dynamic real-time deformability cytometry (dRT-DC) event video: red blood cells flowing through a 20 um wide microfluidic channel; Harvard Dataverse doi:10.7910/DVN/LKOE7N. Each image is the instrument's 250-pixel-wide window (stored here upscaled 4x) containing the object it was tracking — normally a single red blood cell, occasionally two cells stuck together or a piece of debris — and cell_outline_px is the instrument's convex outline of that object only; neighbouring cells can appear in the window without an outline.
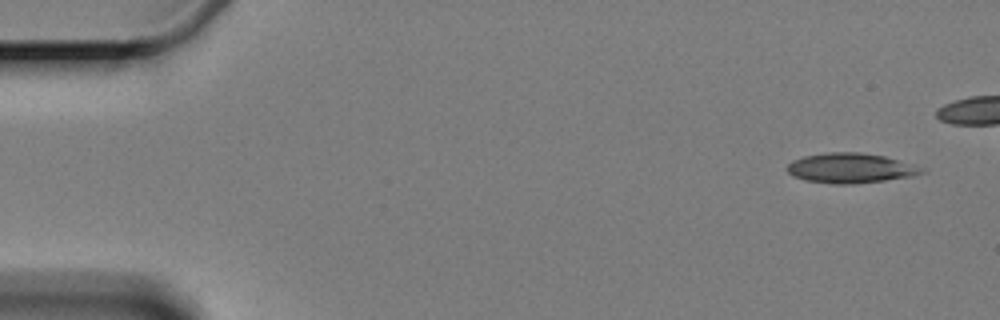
{"species": "Egyptian fruit bat (a non-hibernating species)", "species_latin": "Rousettus aegyptiacus", "temperature_condition": "cold", "stored_images_in_passage": 5, "camera_frame_rate_fps": 3000, "um_per_image_px": 0.085, "animal": {"sex": "female"}, "frame": {"image": 1, "passage_image": 1, "time_ms": 0.0, "image_size_px": [1000, 320], "cell_outline_px": [[928, 172], [912, 176], [884, 180], [852, 184], [836, 184], [804, 180], [792, 176], [788, 172], [788, 164], [792, 160], [804, 156], [828, 152], [860, 152], [884, 156], [928, 168]], "centroid_in_image_um": [72.34, 14.28], "position_along_channel_um": 12.7, "area_um2": 23.58}}